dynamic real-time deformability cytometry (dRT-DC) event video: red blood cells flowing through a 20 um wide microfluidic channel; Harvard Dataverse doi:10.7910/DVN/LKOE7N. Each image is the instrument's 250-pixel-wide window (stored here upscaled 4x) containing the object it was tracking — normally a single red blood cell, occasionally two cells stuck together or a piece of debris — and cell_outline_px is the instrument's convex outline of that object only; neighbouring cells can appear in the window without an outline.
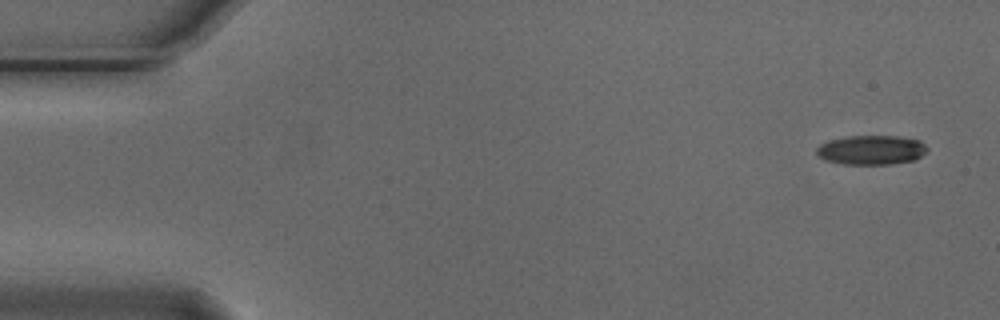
{"species": "Egyptian fruit bat (a non-hibernating species)", "species_latin": "Rousettus aegyptiacus", "temperature_condition": "cold", "stored_images_in_passage": 6, "camera_frame_rate_fps": 3000, "um_per_image_px": 0.085, "animal": {"sex": "male"}, "frame": {"image": 1, "passage_image": 1, "time_ms": 0.0, "image_size_px": [1000, 320], "cell_outline_px": [[928, 152], [916, 160], [892, 164], [844, 164], [824, 160], [816, 156], [816, 148], [820, 144], [828, 140], [848, 136], [896, 136], [920, 140], [928, 148]], "centroid_in_image_um": [74.06, 12.75], "position_along_channel_um": 10.9, "area_um2": 19.25}}
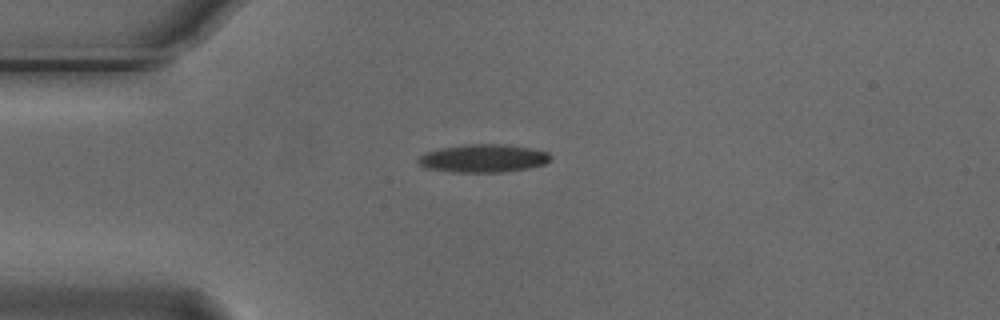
{"frame": {"image": 2, "passage_image": 4, "time_ms": 1.0, "image_size_px": [1000, 320], "cell_outline_px": [[552, 156], [544, 164], [528, 168], [500, 172], [452, 172], [424, 168], [416, 164], [416, 160], [420, 156], [428, 152], [440, 148], [472, 144], [508, 144], [548, 152]], "centroid_in_image_um": [41.03, 13.46], "position_along_channel_um": 44.0, "area_um2": 21.56}}
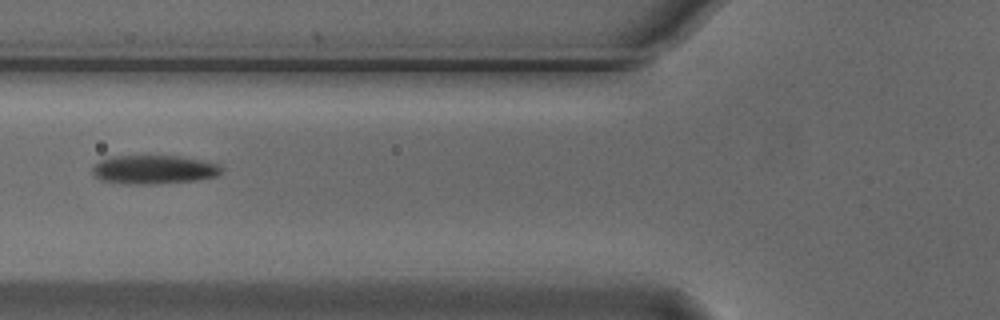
{"frame": {"image": 3, "passage_image": 6, "time_ms": 1.667, "image_size_px": [1000, 320], "cell_outline_px": [[224, 172], [216, 176], [196, 180], [156, 184], [128, 184], [100, 180], [92, 172], [92, 168], [100, 160], [112, 156], [180, 156], [220, 164], [224, 168]], "centroid_in_image_um": [13.11, 14.41], "position_along_channel_um": 112.7, "area_um2": 21.73}}